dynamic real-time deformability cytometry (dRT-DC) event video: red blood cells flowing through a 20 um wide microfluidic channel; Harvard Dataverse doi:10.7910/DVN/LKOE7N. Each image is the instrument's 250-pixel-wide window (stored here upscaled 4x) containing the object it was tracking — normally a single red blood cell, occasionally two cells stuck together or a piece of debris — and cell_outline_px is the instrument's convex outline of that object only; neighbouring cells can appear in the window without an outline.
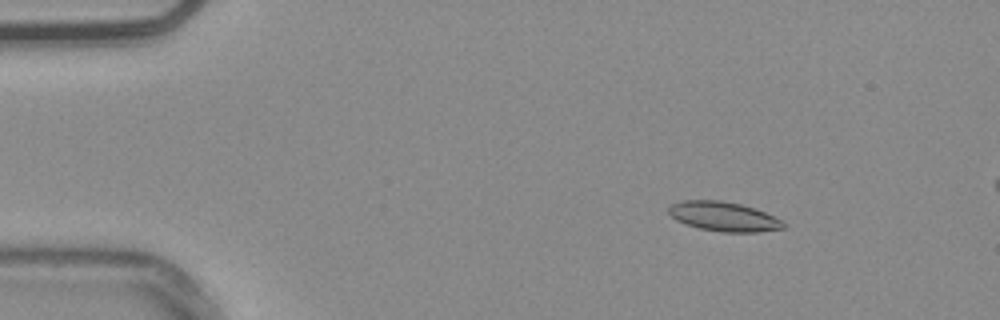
{"species": "common noctule bat (a hibernating species)", "species_latin": "Nyctalus noctula", "temperature_condition": "warm", "stored_images_in_passage": 17, "camera_frame_rate_fps": 3000, "um_per_image_px": 0.085, "animal": {"sex": "male", "body_mass_g": 20.4}, "frame": {"image": 1, "passage_image": 8, "time_ms": 2.333, "image_size_px": [1000, 320], "cell_outline_px": [[784, 228], [756, 232], [724, 232], [700, 228], [676, 220], [668, 212], [668, 208], [672, 204], [684, 200], [720, 200], [740, 204], [756, 208], [784, 220]], "centroid_in_image_um": [61.55, 18.39], "position_along_channel_um": 23.5, "area_um2": 19.59}}